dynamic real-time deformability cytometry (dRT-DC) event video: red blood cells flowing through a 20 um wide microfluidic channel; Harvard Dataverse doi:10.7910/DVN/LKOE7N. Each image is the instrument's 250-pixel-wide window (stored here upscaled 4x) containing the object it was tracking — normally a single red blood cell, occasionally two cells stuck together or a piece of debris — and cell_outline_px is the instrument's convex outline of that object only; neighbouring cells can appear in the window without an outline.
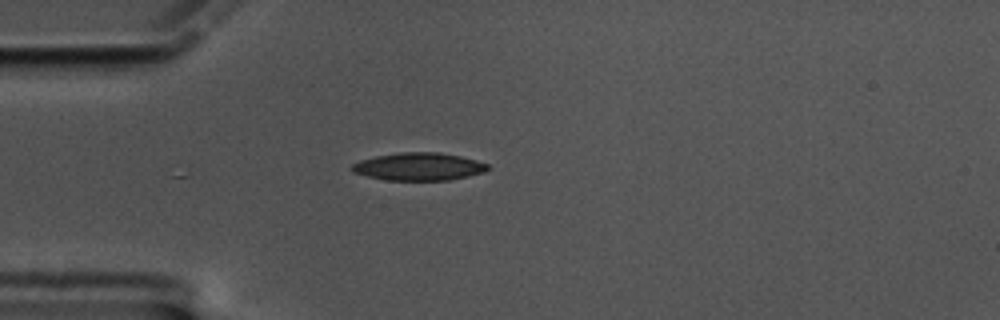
{"species": "common noctule bat (a hibernating species)", "species_latin": "Nyctalus noctula", "temperature_condition": "cold", "stored_images_in_passage": 6, "camera_frame_rate_fps": 3000, "um_per_image_px": 0.085, "animal": {"sex": "male", "body_mass_g": 17.5, "forearm_length_mm": 52.3}, "frame": {"image": 1, "passage_image": 1, "time_ms": 0.0, "image_size_px": [1000, 320], "cell_outline_px": [[492, 168], [484, 172], [468, 176], [448, 180], [384, 180], [352, 172], [352, 164], [360, 160], [376, 156], [400, 152], [440, 152], [460, 156], [476, 160], [488, 164]], "centroid_in_image_um": [35.62, 14.16], "position_along_channel_um": 49.4, "area_um2": 21.96}}